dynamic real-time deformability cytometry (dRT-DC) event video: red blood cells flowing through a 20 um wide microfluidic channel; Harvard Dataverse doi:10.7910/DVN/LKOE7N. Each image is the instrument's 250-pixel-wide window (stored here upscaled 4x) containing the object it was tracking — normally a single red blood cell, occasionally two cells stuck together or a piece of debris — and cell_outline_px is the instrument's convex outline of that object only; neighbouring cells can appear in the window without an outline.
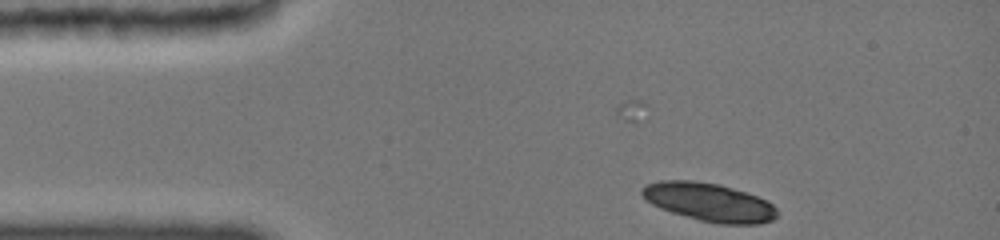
{"species": "common noctule bat (a hibernating species)", "species_latin": "Nyctalus noctula", "temperature_condition": "cold", "stored_images_in_passage": 3, "camera_frame_rate_fps": 3000, "um_per_image_px": 0.085, "animal": {"sex": "female", "body_mass_g": 19.0, "forearm_length_mm": 51.5}, "frame": {"image": 1, "passage_image": 3, "time_ms": 0.667, "image_size_px": [1000, 240], "cell_outline_px": [[776, 216], [772, 220], [760, 224], [716, 224], [700, 220], [672, 212], [660, 208], [644, 200], [640, 192], [640, 188], [644, 184], [660, 180], [692, 180], [720, 184], [756, 196], [772, 204], [776, 208]], "centroid_in_image_um": [60.21, 17.17], "position_along_channel_um": 24.8, "area_um2": 30.23}}